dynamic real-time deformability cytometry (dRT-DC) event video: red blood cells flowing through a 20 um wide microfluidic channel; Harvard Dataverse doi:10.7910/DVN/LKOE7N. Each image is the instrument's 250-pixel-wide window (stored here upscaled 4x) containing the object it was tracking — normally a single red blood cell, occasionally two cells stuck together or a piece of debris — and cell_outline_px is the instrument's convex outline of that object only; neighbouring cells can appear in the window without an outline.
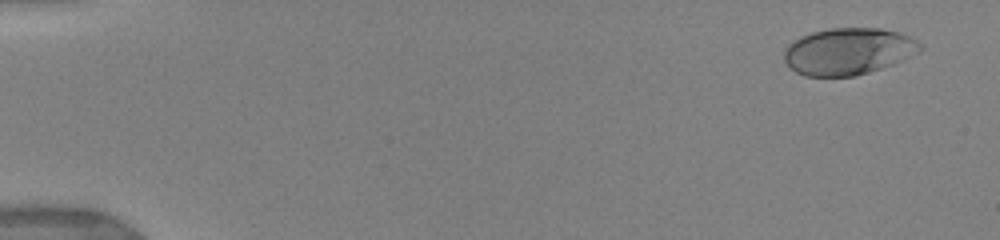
{"species": "human", "species_latin": "Homo sapiens", "temperature_condition": "warm", "stored_images_in_passage": 21, "camera_frame_rate_fps": 3000, "um_per_image_px": 0.085, "donor": {"sex": "female"}, "frame": {"image": 1, "passage_image": 2, "time_ms": 0.333, "image_size_px": [1000, 240], "cell_outline_px": [[924, 48], [920, 52], [904, 60], [856, 76], [804, 76], [796, 72], [784, 60], [784, 48], [792, 40], [800, 36], [812, 32], [828, 28], [880, 28], [900, 32], [924, 44]], "centroid_in_image_um": [72.12, 4.35], "position_along_channel_um": 12.9, "area_um2": 37.45}}
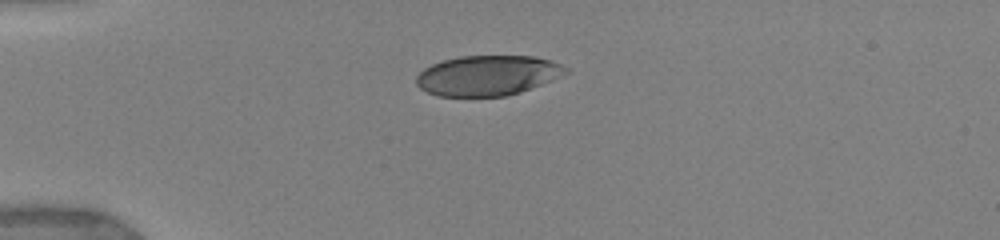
{"frame": {"image": 2, "passage_image": 11, "time_ms": 4.0, "image_size_px": [1000, 240], "cell_outline_px": [[568, 72], [552, 80], [520, 92], [504, 96], [436, 96], [420, 88], [416, 84], [416, 76], [424, 68], [432, 64], [444, 60], [460, 56], [536, 56], [552, 60], [568, 68]], "centroid_in_image_um": [41.44, 6.41], "position_along_channel_um": 43.6, "area_um2": 34.91}}
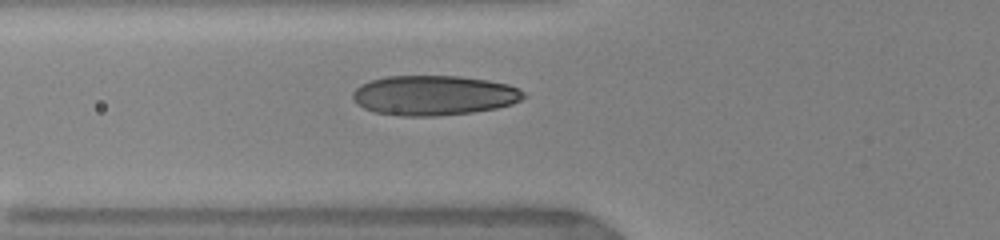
{"frame": {"image": 3, "passage_image": 18, "time_ms": 6.0, "image_size_px": [1000, 240], "cell_outline_px": [[528, 96], [512, 104], [496, 108], [472, 112], [436, 116], [400, 116], [376, 112], [364, 108], [356, 104], [352, 96], [352, 92], [360, 84], [372, 80], [388, 76], [460, 76], [488, 80], [508, 84], [524, 92]], "centroid_in_image_um": [36.88, 8.1], "position_along_channel_um": 88.9, "area_um2": 39.77}}